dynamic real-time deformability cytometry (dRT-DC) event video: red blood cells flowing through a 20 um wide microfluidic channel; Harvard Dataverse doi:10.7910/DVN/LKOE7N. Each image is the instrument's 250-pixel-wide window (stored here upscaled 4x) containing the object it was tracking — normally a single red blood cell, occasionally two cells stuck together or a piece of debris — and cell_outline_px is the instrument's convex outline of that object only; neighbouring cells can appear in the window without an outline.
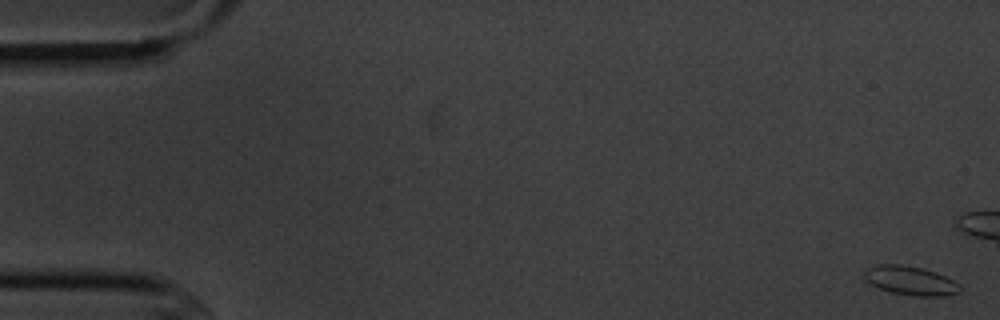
{"species": "common noctule bat (a hibernating species)", "species_latin": "Nyctalus noctula", "temperature_condition": "cold", "stored_images_in_passage": 6, "camera_frame_rate_fps": 3000, "um_per_image_px": 0.085, "animal": {"sex": "male", "body_mass_g": 20.1, "forearm_length_mm": 53.5}, "frame": {"image": 1, "passage_image": 1, "time_ms": 0.0, "image_size_px": [1000, 320], "cell_outline_px": [[960, 292], [944, 296], [916, 296], [892, 292], [880, 288], [864, 280], [864, 272], [868, 268], [876, 264], [900, 264], [920, 268], [936, 272], [960, 284]], "centroid_in_image_um": [77.38, 23.85], "position_along_channel_um": 7.6, "area_um2": 16.01}}